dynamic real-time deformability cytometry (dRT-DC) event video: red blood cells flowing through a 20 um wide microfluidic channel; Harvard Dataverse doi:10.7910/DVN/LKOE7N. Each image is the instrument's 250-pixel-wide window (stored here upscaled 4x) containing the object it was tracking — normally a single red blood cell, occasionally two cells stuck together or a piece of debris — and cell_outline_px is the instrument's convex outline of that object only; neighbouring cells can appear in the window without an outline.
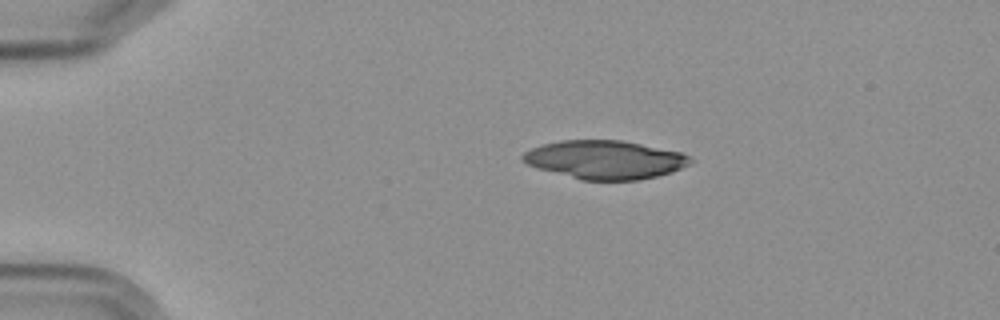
{"species": "Egyptian fruit bat (a non-hibernating species)", "species_latin": "Rousettus aegyptiacus", "temperature_condition": "cold", "stored_images_in_passage": 9, "camera_frame_rate_fps": 3000, "um_per_image_px": 0.085, "frame": {"image": 1, "passage_image": 1, "time_ms": 0.0, "image_size_px": [1000, 320], "cell_outline_px": [[692, 160], [688, 164], [672, 172], [656, 176], [636, 180], [580, 180], [536, 168], [528, 164], [520, 156], [524, 152], [532, 148], [544, 144], [560, 140], [620, 140], [680, 152], [688, 156]], "centroid_in_image_um": [51.37, 13.58], "position_along_channel_um": 33.6, "area_um2": 37.28}}